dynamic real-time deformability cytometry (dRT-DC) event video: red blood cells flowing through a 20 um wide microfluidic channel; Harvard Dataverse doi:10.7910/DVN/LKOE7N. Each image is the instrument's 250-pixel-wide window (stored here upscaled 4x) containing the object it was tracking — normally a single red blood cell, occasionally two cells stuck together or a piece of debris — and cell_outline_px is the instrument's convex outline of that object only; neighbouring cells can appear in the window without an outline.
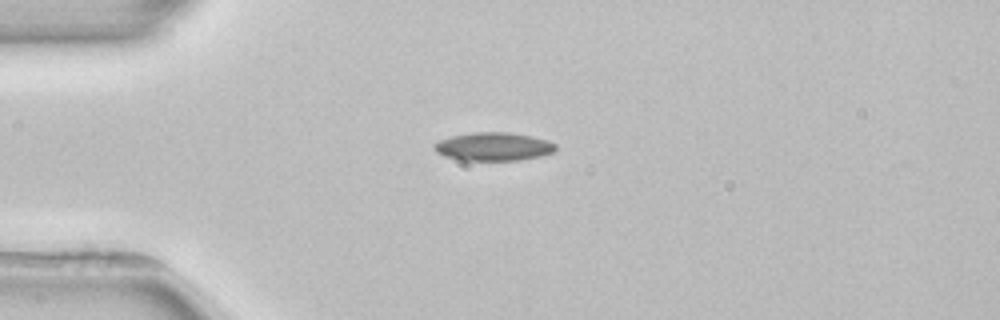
{"species": "common noctule bat (a hibernating species)", "species_latin": "Nyctalus noctula", "temperature_condition": "room temperature", "stored_images_in_passage": 3, "camera_frame_rate_fps": 3000, "um_per_image_px": 0.085, "animal": {"sex": "female", "body_mass_g": 22.7, "forearm_length_mm": 54.2}, "frame": {"image": 1, "passage_image": 2, "time_ms": 2.667, "image_size_px": [1000, 320], "cell_outline_px": [[556, 152], [540, 156], [520, 160], [460, 160], [444, 156], [436, 152], [432, 148], [432, 144], [440, 140], [452, 136], [472, 132], [508, 132], [532, 136], [548, 140], [556, 144]], "centroid_in_image_um": [41.95, 12.46], "position_along_channel_um": 43.1, "area_um2": 20.23}}